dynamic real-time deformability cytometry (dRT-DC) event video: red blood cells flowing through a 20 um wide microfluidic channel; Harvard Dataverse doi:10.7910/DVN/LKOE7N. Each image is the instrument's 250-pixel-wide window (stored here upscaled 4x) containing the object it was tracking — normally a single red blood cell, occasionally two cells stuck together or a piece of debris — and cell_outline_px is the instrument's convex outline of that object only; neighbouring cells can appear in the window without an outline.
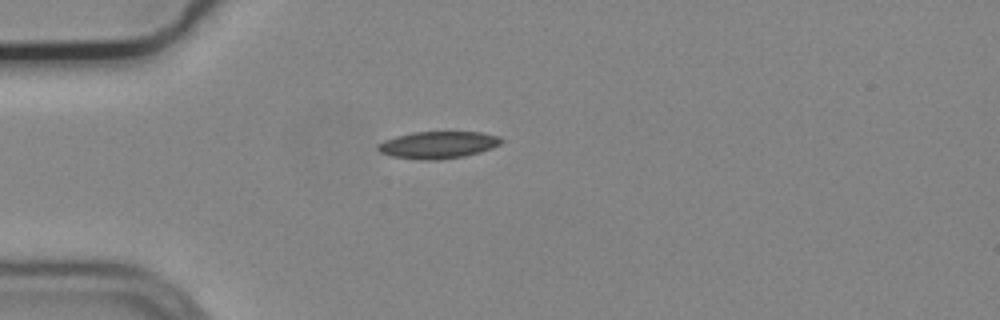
{"species": "common noctule bat (a hibernating species)", "species_latin": "Nyctalus noctula", "temperature_condition": "cold", "stored_images_in_passage": 5, "camera_frame_rate_fps": 3000, "um_per_image_px": 0.085, "animal": {"sex": "male", "body_mass_g": 19.2, "forearm_length_mm": 51.8}, "frame": {"image": 1, "passage_image": 5, "time_ms": 1.333, "image_size_px": [1000, 320], "cell_outline_px": [[504, 140], [500, 144], [492, 148], [480, 152], [464, 156], [436, 160], [424, 160], [392, 156], [380, 152], [376, 148], [376, 144], [384, 140], [396, 136], [412, 132], [480, 132], [500, 136]], "centroid_in_image_um": [37.23, 12.31], "position_along_channel_um": 47.8, "area_um2": 19.54}}